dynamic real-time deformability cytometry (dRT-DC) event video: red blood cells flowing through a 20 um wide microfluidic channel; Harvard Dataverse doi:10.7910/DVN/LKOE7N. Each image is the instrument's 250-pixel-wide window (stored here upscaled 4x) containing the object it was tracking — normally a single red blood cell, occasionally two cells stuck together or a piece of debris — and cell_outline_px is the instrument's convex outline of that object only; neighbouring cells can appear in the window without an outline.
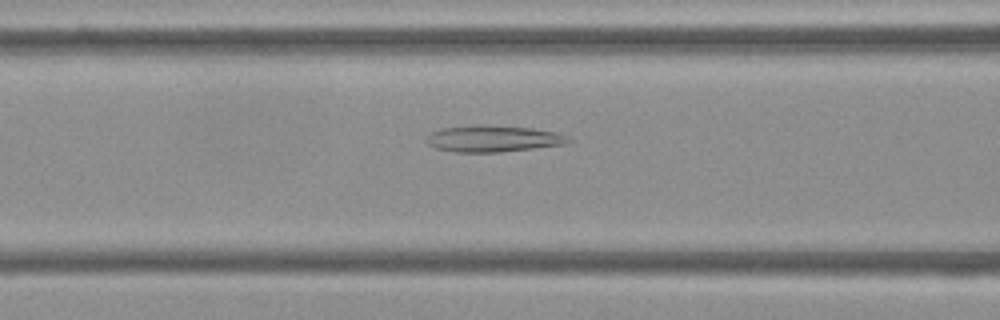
{"species": "Egyptian fruit bat (a non-hibernating species)", "species_latin": "Rousettus aegyptiacus", "temperature_condition": "cold", "stored_images_in_passage": 53, "camera_frame_rate_fps": 3000, "um_per_image_px": 0.085, "frame": {"image": 1, "passage_image": 21, "time_ms": 6.667, "image_size_px": [1000, 320], "cell_outline_px": [[572, 140], [564, 144], [500, 152], [452, 152], [436, 148], [428, 144], [424, 140], [432, 132], [440, 128], [476, 124], [480, 124], [532, 128], [552, 132], [568, 136]], "centroid_in_image_um": [41.85, 11.78], "position_along_channel_um": 124.8, "area_um2": 21.91}}
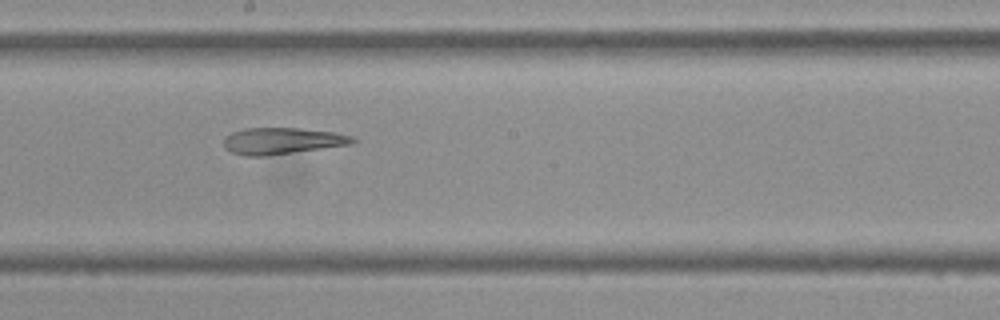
{"frame": {"image": 2, "passage_image": 29, "time_ms": 9.333, "image_size_px": [1000, 320], "cell_outline_px": [[356, 140], [352, 144], [264, 156], [244, 156], [232, 152], [224, 148], [224, 136], [232, 132], [244, 128], [300, 128], [336, 132], [352, 136]], "centroid_in_image_um": [23.96, 11.97], "position_along_channel_um": 224.2, "area_um2": 19.94}}
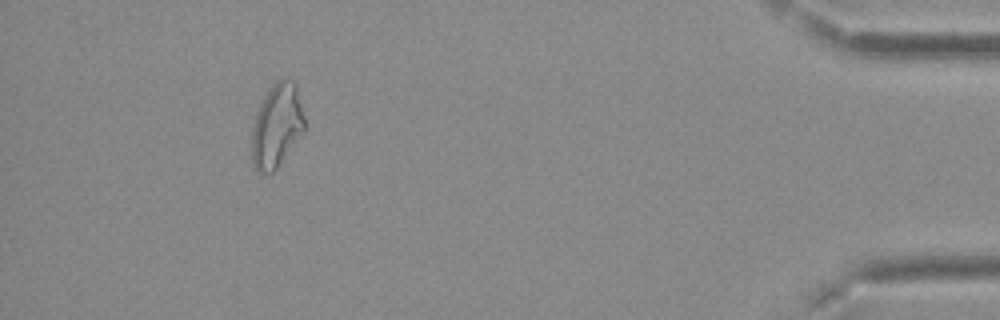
{"frame": {"image": 3, "passage_image": 49, "time_ms": 16.0, "image_size_px": [1000, 320], "cell_outline_px": [[304, 132], [276, 168], [272, 172], [256, 172], [252, 160], [252, 128], [260, 104], [264, 96], [272, 84], [276, 80], [284, 76], [292, 80], [296, 84], [304, 116]], "centroid_in_image_um": [23.53, 10.64], "position_along_channel_um": 411.7, "area_um2": 25.61}, "authors_computed_cell_mechanics": {"area_um2": 24.1604, "velocity_mm_per_s": 3.7248, "shape_relaxation_time_tau1_ms": null, "shape_relaxation_time_tau2_ms": 8.1388, "deformation_change_tau1": null, "deformation_change_tau2": 0.2069}}